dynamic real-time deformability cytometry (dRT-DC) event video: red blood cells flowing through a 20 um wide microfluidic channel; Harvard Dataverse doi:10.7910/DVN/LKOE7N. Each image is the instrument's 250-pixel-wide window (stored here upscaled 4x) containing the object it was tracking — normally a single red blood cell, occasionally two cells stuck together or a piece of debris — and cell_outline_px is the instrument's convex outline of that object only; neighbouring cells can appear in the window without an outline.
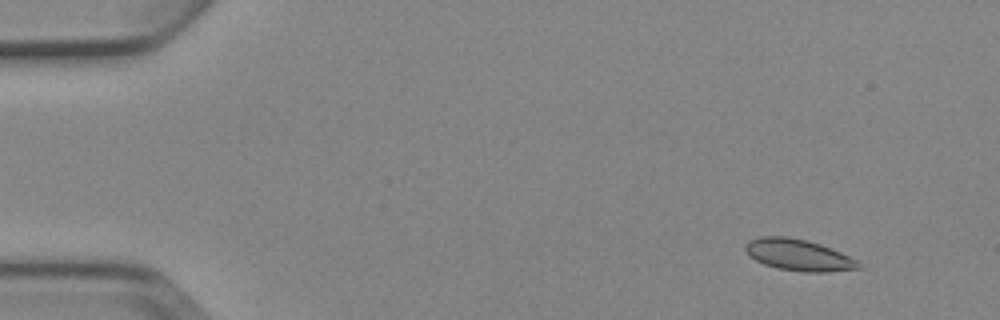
{"species": "Egyptian fruit bat (a non-hibernating species)", "species_latin": "Rousettus aegyptiacus", "temperature_condition": "cold", "stored_images_in_passage": 6, "camera_frame_rate_fps": 3000, "um_per_image_px": 0.085, "animal": {"sex": "female"}, "frame": {"image": 1, "passage_image": 2, "time_ms": 1.333, "image_size_px": [1000, 320], "cell_outline_px": [[860, 268], [828, 272], [804, 272], [776, 268], [764, 264], [748, 256], [744, 248], [744, 244], [748, 240], [760, 236], [788, 236], [808, 240], [832, 248], [856, 260], [860, 264]], "centroid_in_image_um": [67.82, 21.66], "position_along_channel_um": 17.2, "area_um2": 20.92}}
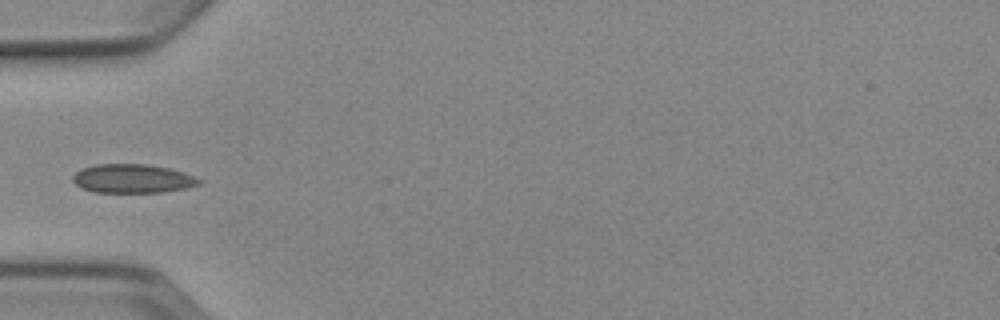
{"frame": {"image": 2, "passage_image": 5, "time_ms": 5.667, "image_size_px": [1000, 320], "cell_outline_px": [[204, 180], [200, 184], [184, 188], [160, 192], [96, 192], [80, 188], [72, 180], [72, 176], [80, 168], [96, 164], [148, 164], [168, 168], [184, 172]], "centroid_in_image_um": [11.25, 15.17], "position_along_channel_um": 73.8, "area_um2": 21.27}}
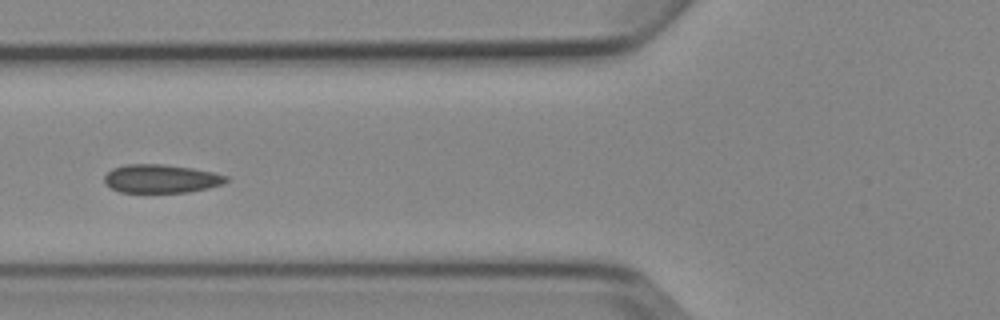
{"frame": {"image": 3, "passage_image": 6, "time_ms": 6.667, "image_size_px": [1000, 320], "cell_outline_px": [[228, 180], [224, 184], [208, 188], [188, 192], [120, 192], [104, 184], [104, 176], [112, 168], [124, 164], [164, 164], [192, 168], [212, 172], [228, 176]], "centroid_in_image_um": [13.68, 15.18], "position_along_channel_um": 112.1, "area_um2": 20.29}}